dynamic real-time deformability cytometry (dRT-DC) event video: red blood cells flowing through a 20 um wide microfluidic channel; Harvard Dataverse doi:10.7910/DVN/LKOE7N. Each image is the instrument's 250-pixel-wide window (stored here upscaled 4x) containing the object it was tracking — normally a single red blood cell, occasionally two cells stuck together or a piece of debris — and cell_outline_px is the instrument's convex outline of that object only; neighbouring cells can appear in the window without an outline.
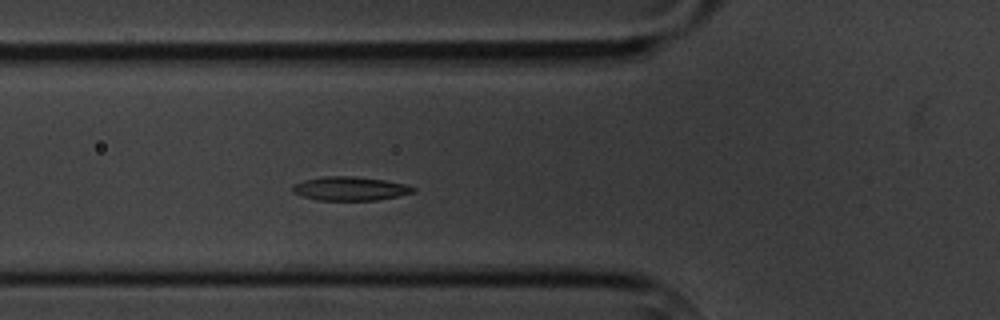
{"species": "common noctule bat (a hibernating species)", "species_latin": "Nyctalus noctula", "temperature_condition": "cold", "stored_images_in_passage": 4, "camera_frame_rate_fps": 3000, "um_per_image_px": 0.085, "animal": {"sex": "male", "body_mass_g": 20.1, "forearm_length_mm": 53.5}, "frame": {"image": 1, "passage_image": 4, "time_ms": 3.667, "image_size_px": [1000, 320], "cell_outline_px": [[416, 192], [376, 200], [316, 200], [292, 192], [292, 184], [304, 180], [328, 176], [352, 176], [384, 180], [404, 184], [416, 188]], "centroid_in_image_um": [29.74, 16.03], "position_along_channel_um": 96.1, "area_um2": 16.59}}